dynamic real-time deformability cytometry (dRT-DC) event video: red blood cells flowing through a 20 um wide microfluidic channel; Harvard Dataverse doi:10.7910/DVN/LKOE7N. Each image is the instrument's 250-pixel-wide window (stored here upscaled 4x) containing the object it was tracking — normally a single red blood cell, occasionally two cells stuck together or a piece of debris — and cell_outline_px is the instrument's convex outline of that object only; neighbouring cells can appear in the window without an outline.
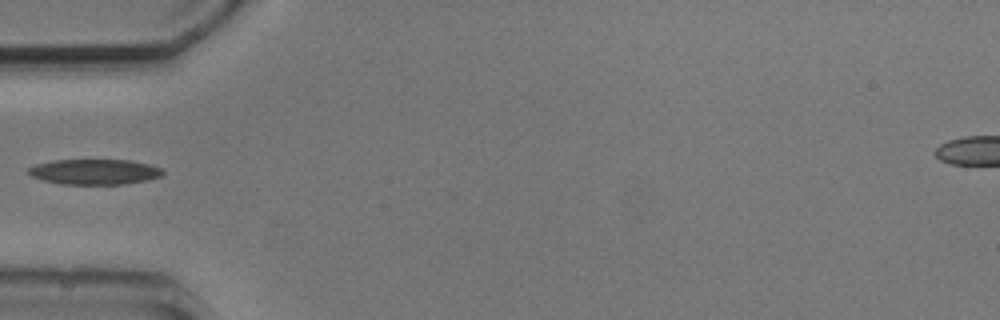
{"species": "common noctule bat (a hibernating species)", "species_latin": "Nyctalus noctula", "temperature_condition": "cold", "stored_images_in_passage": 6, "camera_frame_rate_fps": 3000, "um_per_image_px": 0.085, "animal": {"sex": "male", "body_mass_g": 20.5, "forearm_length_mm": 52.5}, "frame": {"image": 1, "passage_image": 5, "time_ms": 5.667, "image_size_px": [1000, 320], "cell_outline_px": [[164, 172], [160, 176], [144, 180], [120, 184], [60, 184], [44, 180], [32, 176], [28, 172], [28, 168], [36, 164], [52, 160], [132, 160], [164, 168]], "centroid_in_image_um": [8.03, 14.59], "position_along_channel_um": 77.0, "area_um2": 19.71}}